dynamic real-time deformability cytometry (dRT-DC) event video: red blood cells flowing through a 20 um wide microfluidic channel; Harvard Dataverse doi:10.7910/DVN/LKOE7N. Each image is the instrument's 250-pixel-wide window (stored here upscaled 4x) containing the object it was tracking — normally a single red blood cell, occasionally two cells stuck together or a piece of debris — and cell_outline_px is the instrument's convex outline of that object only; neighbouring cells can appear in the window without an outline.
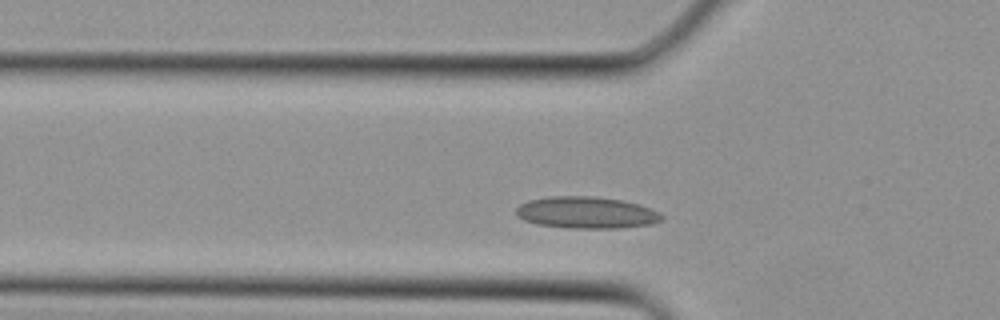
{"species": "Egyptian fruit bat (a non-hibernating species)", "species_latin": "Rousettus aegyptiacus", "temperature_condition": "cold", "stored_images_in_passage": 4, "segment_of_instrument_passage": [2, 2], "camera_frame_rate_fps": 3000, "um_per_image_px": 0.085, "animal": {"sex": "female"}, "frame": {"image": 1, "passage_image": 4, "time_ms": 1.0, "image_size_px": [1000, 320], "cell_outline_px": [[664, 220], [652, 224], [620, 228], [572, 228], [536, 224], [524, 220], [516, 216], [516, 208], [520, 204], [528, 200], [552, 196], [592, 196], [620, 200], [640, 204], [660, 212], [664, 216]], "centroid_in_image_um": [49.87, 18.07], "position_along_channel_um": 75.9, "area_um2": 27.11}}